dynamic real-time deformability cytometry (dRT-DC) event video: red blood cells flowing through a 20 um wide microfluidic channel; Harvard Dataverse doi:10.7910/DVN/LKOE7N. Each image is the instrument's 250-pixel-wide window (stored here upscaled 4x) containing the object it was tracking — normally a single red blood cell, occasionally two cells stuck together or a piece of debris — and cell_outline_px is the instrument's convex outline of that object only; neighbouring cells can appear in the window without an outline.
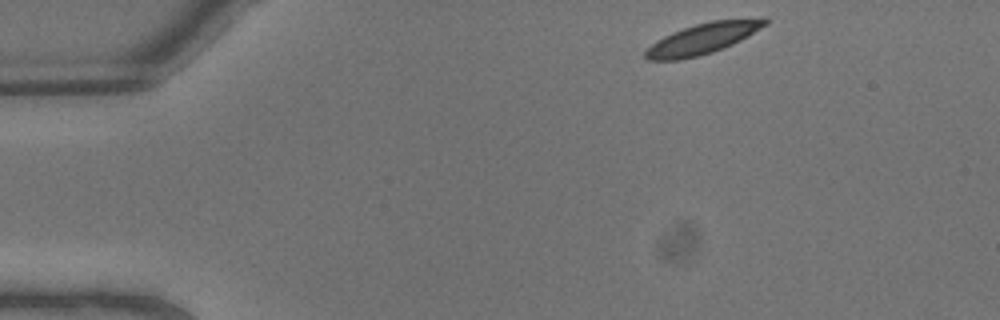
{"species": "common noctule bat (a hibernating species)", "species_latin": "Nyctalus noctula", "temperature_condition": "warm", "stored_images_in_passage": 6, "camera_frame_rate_fps": 3000, "um_per_image_px": 0.085, "animal": {"sex": "male", "body_mass_g": 13.3}, "frame": {"image": 1, "passage_image": 1, "time_ms": 0.0, "image_size_px": [1000, 320], "cell_outline_px": [[768, 24], [740, 40], [732, 44], [712, 52], [700, 56], [680, 60], [648, 60], [644, 56], [644, 52], [656, 40], [672, 32], [696, 24], [712, 20], [764, 16], [768, 16]], "centroid_in_image_um": [59.79, 3.25], "position_along_channel_um": 25.2, "area_um2": 21.68}}
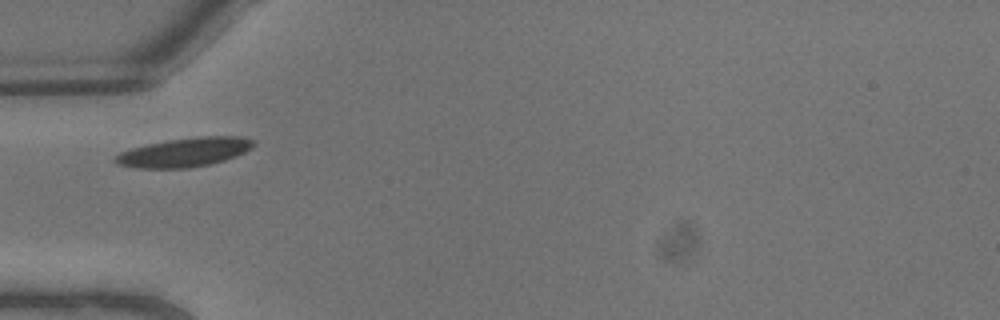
{"frame": {"image": 2, "passage_image": 5, "time_ms": 1.333, "image_size_px": [1000, 320], "cell_outline_px": [[256, 144], [252, 148], [236, 156], [224, 160], [208, 164], [188, 168], [136, 168], [116, 164], [112, 160], [120, 152], [132, 148], [148, 144], [168, 140], [200, 136], [240, 136], [256, 140]], "centroid_in_image_um": [15.7, 12.94], "position_along_channel_um": 69.3, "area_um2": 23.41}}
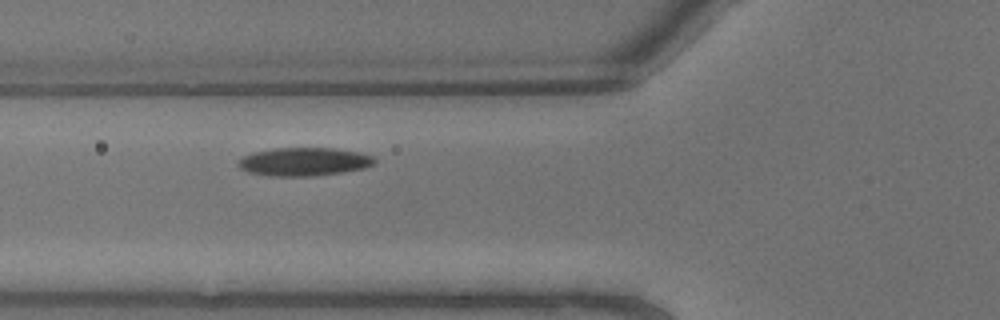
{"frame": {"image": 3, "passage_image": 6, "time_ms": 1.667, "image_size_px": [1000, 320], "cell_outline_px": [[376, 164], [364, 168], [344, 172], [316, 176], [268, 176], [248, 172], [240, 168], [236, 164], [244, 156], [252, 152], [276, 148], [332, 148], [360, 152], [372, 156], [376, 160]], "centroid_in_image_um": [25.86, 13.75], "position_along_channel_um": 99.9, "area_um2": 22.66}}